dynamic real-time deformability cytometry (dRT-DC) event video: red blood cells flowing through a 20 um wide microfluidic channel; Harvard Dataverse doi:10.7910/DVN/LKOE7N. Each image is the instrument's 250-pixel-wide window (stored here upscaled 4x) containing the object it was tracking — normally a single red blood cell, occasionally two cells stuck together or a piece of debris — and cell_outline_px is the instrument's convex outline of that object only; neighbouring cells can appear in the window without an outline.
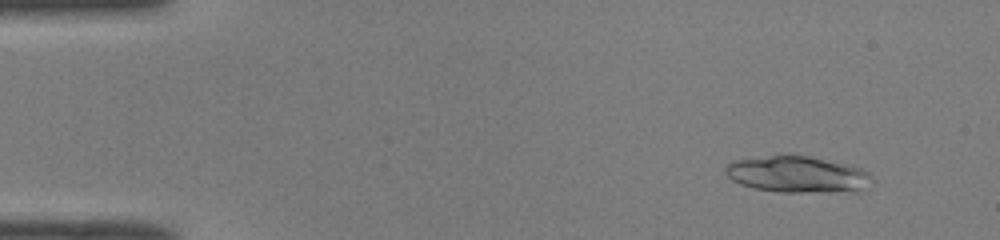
{"species": "common noctule bat (a hibernating species)", "species_latin": "Nyctalus noctula", "temperature_condition": "room temperature", "stored_images_in_passage": 35, "camera_frame_rate_fps": 3000, "um_per_image_px": 0.085, "animal": {"sex": "male", "body_mass_g": 19.0, "forearm_length_mm": 50.8}, "frame": {"image": 1, "passage_image": 5, "time_ms": 1.333, "image_size_px": [1000, 240], "cell_outline_px": [[872, 180], [856, 192], [780, 192], [752, 188], [740, 184], [732, 180], [724, 172], [724, 168], [732, 160], [772, 156], [812, 156], [852, 164], [868, 172]], "centroid_in_image_um": [67.78, 14.83], "position_along_channel_um": 17.2, "area_um2": 31.21}}